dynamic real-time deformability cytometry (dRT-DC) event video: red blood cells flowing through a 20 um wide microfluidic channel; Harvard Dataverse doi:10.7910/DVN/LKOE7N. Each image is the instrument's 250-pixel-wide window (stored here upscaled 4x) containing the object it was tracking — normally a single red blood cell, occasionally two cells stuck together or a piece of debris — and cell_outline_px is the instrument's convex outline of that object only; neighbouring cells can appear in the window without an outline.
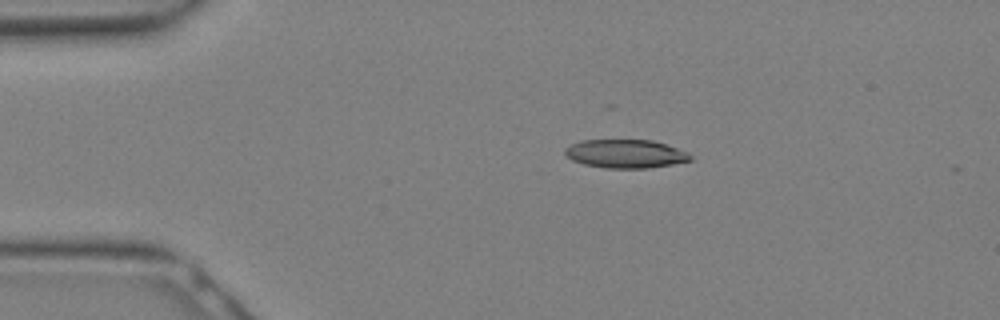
{"species": "Egyptian fruit bat (a non-hibernating species)", "species_latin": "Rousettus aegyptiacus", "temperature_condition": "warm", "stored_images_in_passage": 15, "camera_frame_rate_fps": 3000, "um_per_image_px": 0.085, "animal": {"sex": "female"}, "frame": {"image": 1, "passage_image": 1, "time_ms": 0.0, "image_size_px": [1000, 320], "cell_outline_px": [[692, 160], [672, 164], [648, 168], [604, 168], [584, 164], [572, 160], [564, 152], [564, 148], [580, 140], [652, 140], [688, 152], [692, 156]], "centroid_in_image_um": [53.16, 13.07], "position_along_channel_um": 31.8, "area_um2": 20.75}}
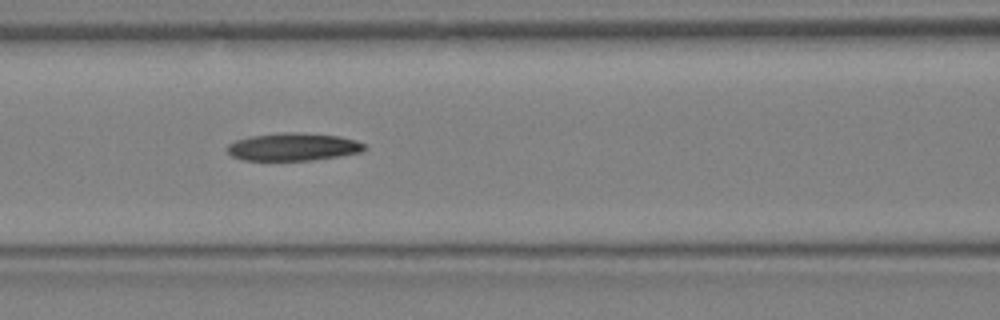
{"frame": {"image": 2, "passage_image": 8, "time_ms": 2.333, "image_size_px": [1000, 320], "cell_outline_px": [[368, 148], [360, 152], [312, 160], [244, 160], [232, 156], [228, 152], [228, 144], [236, 140], [252, 136], [280, 132], [304, 132], [340, 136], [356, 140], [368, 144]], "centroid_in_image_um": [24.97, 12.47], "position_along_channel_um": 141.6, "area_um2": 22.25}}
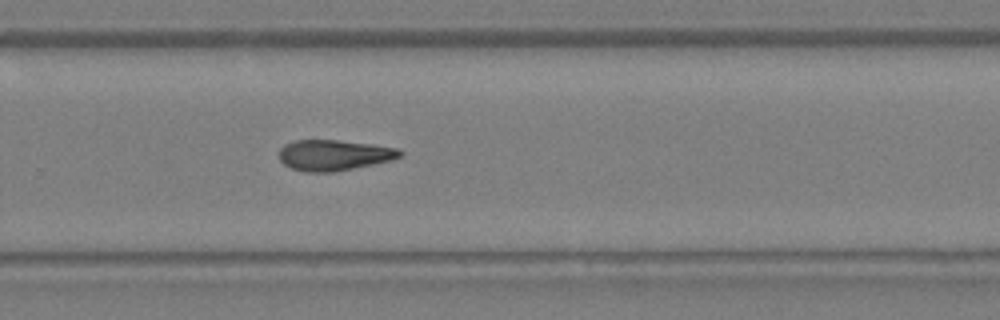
{"frame": {"image": 3, "passage_image": 15, "time_ms": 4.667, "image_size_px": [1000, 320], "cell_outline_px": [[404, 152], [400, 156], [392, 160], [332, 172], [308, 172], [292, 168], [284, 164], [280, 160], [280, 148], [284, 144], [296, 140], [336, 140], [372, 144], [400, 148]], "centroid_in_image_um": [28.4, 13.17], "position_along_channel_um": 301.4, "area_um2": 21.5}}